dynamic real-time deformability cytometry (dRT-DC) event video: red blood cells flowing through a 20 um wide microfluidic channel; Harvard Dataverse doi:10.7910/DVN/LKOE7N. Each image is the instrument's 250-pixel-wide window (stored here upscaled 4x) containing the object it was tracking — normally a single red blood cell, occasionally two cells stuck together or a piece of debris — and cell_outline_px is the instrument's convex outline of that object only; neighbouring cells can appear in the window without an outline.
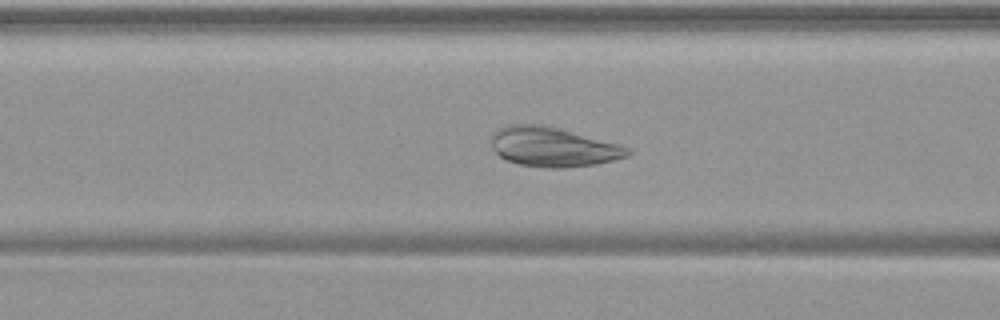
{"species": "common noctule bat (a hibernating species)", "species_latin": "Nyctalus noctula", "temperature_condition": "warm", "stored_images_in_passage": 55, "camera_frame_rate_fps": 3000, "um_per_image_px": 0.085, "animal": {"sex": "female", "body_mass_g": 19.9}, "frame": {"image": 1, "passage_image": 23, "time_ms": 7.333, "image_size_px": [1000, 320], "cell_outline_px": [[632, 152], [628, 156], [596, 164], [564, 168], [544, 168], [520, 164], [508, 160], [500, 156], [492, 148], [492, 132], [508, 124], [544, 124], [560, 128], [620, 144], [628, 148]], "centroid_in_image_um": [47.01, 12.48], "position_along_channel_um": 119.6, "area_um2": 31.5}}
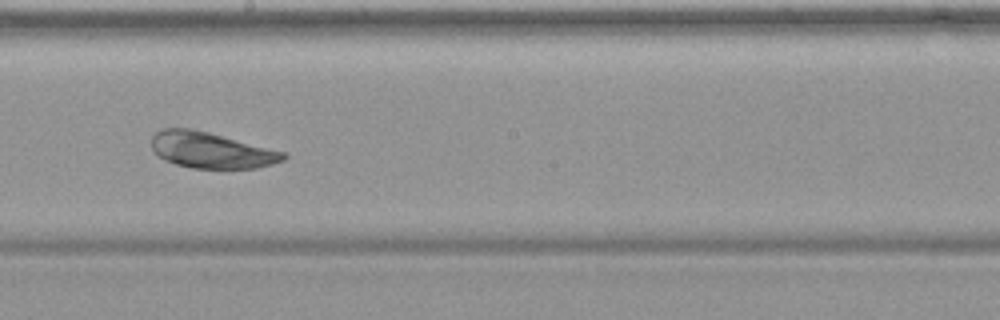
{"frame": {"image": 2, "passage_image": 32, "time_ms": 10.333, "image_size_px": [1000, 320], "cell_outline_px": [[288, 156], [284, 160], [272, 164], [256, 168], [192, 168], [176, 164], [164, 160], [152, 148], [152, 136], [156, 132], [164, 128], [192, 128], [288, 152]], "centroid_in_image_um": [17.99, 12.76], "position_along_channel_um": 230.2, "area_um2": 27.69}}
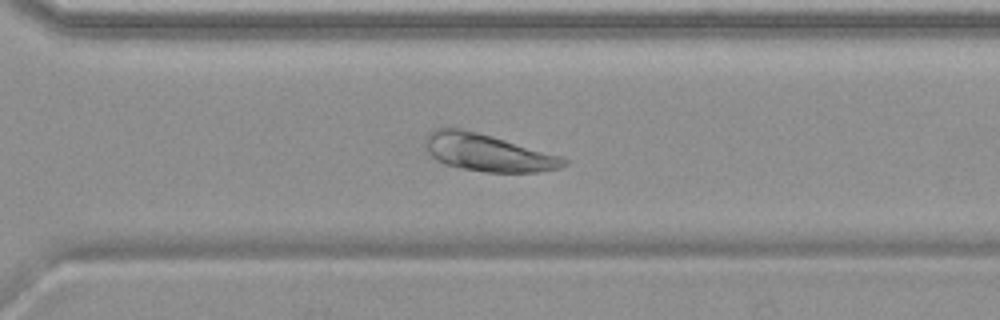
{"frame": {"image": 3, "passage_image": 40, "time_ms": 13.0, "image_size_px": [1000, 320], "cell_outline_px": [[568, 164], [560, 168], [536, 172], [488, 172], [460, 168], [444, 164], [436, 160], [428, 152], [424, 140], [428, 132], [432, 128], [460, 128], [492, 136], [560, 156], [568, 160]], "centroid_in_image_um": [41.42, 12.97], "position_along_channel_um": 329.2, "area_um2": 29.94}}